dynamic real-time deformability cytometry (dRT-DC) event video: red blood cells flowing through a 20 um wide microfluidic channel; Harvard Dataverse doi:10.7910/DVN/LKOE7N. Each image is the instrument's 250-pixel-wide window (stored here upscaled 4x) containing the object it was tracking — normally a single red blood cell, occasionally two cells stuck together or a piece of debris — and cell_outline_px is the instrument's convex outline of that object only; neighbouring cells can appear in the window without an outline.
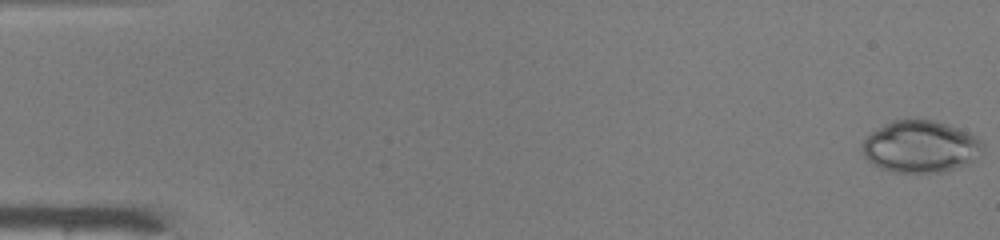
{"species": "common noctule bat (a hibernating species)", "species_latin": "Nyctalus noctula", "temperature_condition": "warm", "stored_images_in_passage": 49, "camera_frame_rate_fps": 3000, "um_per_image_px": 0.085, "animal": {"sex": "male", "body_mass_g": 19.0, "forearm_length_mm": 50.8}, "frame": {"image": 1, "passage_image": 1, "time_ms": 0.0, "image_size_px": [1000, 240], "cell_outline_px": [[984, 148], [976, 160], [968, 164], [948, 172], [896, 172], [880, 168], [872, 164], [864, 156], [864, 140], [872, 132], [884, 124], [896, 120], [932, 120], [968, 132], [976, 136], [984, 144]], "centroid_in_image_um": [78.29, 12.49], "position_along_channel_um": 6.7, "area_um2": 36.3}}
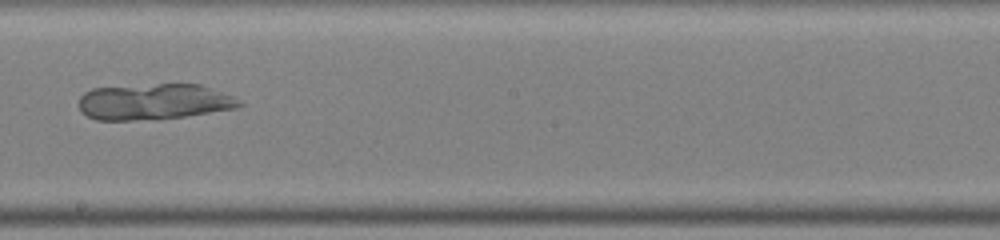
{"frame": {"image": 2, "passage_image": 29, "time_ms": 9.333, "image_size_px": [1000, 240], "cell_outline_px": [[244, 104], [236, 108], [184, 116], [156, 120], [96, 120], [88, 116], [80, 108], [80, 96], [84, 92], [92, 88], [156, 84], [200, 84], [232, 96]], "centroid_in_image_um": [13.07, 8.65], "position_along_channel_um": 235.1, "area_um2": 33.52}}
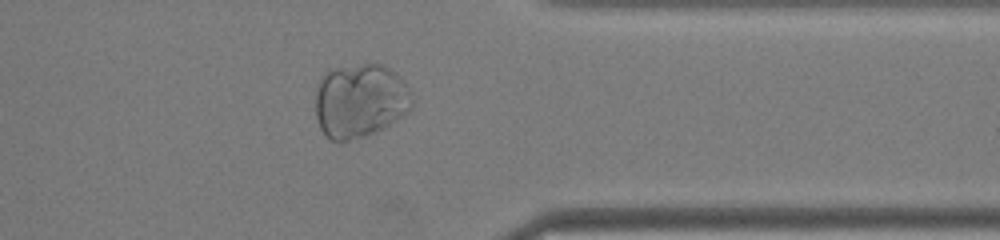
{"frame": {"image": 3, "passage_image": 40, "time_ms": 13.0, "image_size_px": [1000, 240], "cell_outline_px": [[408, 112], [388, 124], [372, 132], [348, 140], [332, 140], [320, 128], [316, 116], [316, 92], [320, 80], [328, 72], [336, 68], [364, 64], [380, 64], [396, 72], [404, 84], [408, 108]], "centroid_in_image_um": [30.52, 8.54], "position_along_channel_um": 380.9, "area_um2": 39.94}}